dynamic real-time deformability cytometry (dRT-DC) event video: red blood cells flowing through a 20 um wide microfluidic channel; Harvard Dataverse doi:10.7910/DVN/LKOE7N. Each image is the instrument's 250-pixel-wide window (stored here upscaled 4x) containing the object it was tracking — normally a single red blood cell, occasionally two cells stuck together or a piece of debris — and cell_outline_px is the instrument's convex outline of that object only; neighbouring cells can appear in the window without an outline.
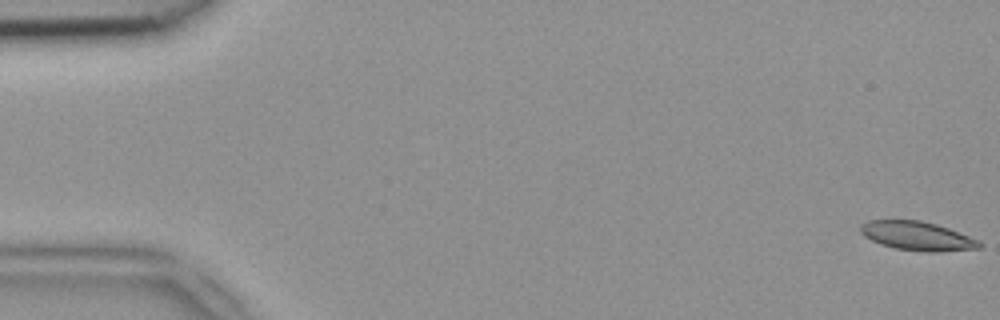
{"species": "common noctule bat (a hibernating species)", "species_latin": "Nyctalus noctula", "temperature_condition": "room temperature", "stored_images_in_passage": 50, "camera_frame_rate_fps": 3000, "um_per_image_px": 0.085, "animal": {"sex": "female", "body_mass_g": 18.4}, "frame": {"image": 1, "passage_image": 1, "time_ms": 0.0, "image_size_px": [1000, 320], "cell_outline_px": [[984, 244], [980, 248], [936, 252], [928, 252], [896, 248], [880, 244], [864, 236], [860, 232], [860, 224], [868, 220], [920, 220], [936, 224], [948, 228], [980, 240]], "centroid_in_image_um": [77.98, 20.05], "position_along_channel_um": 7.0, "area_um2": 20.06}}
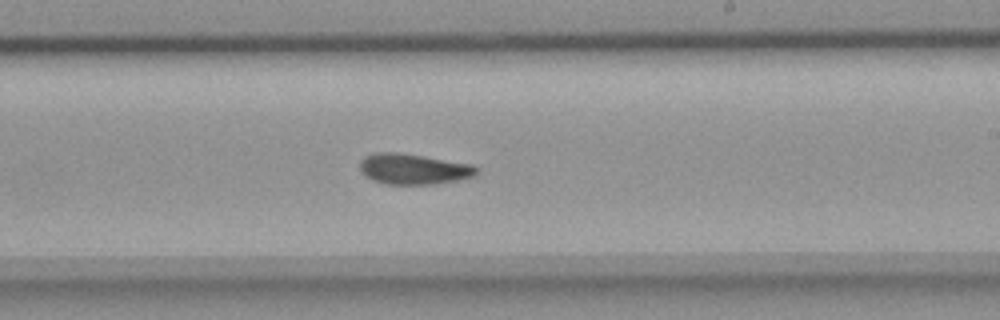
{"frame": {"image": 2, "passage_image": 30, "time_ms": 9.667, "image_size_px": [1000, 320], "cell_outline_px": [[480, 168], [472, 176], [456, 180], [436, 184], [384, 184], [372, 180], [364, 176], [360, 172], [360, 160], [364, 156], [376, 152], [396, 152], [424, 156], [472, 164]], "centroid_in_image_um": [35.09, 14.36], "position_along_channel_um": 253.9, "area_um2": 20.92}}
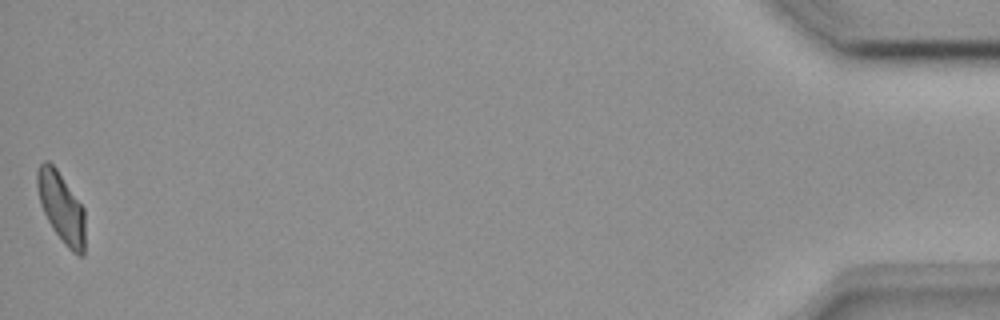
{"frame": {"image": 3, "passage_image": 50, "time_ms": 16.333, "image_size_px": [1000, 320], "cell_outline_px": [[84, 256], [80, 256], [72, 252], [64, 244], [52, 228], [40, 204], [36, 184], [36, 172], [40, 164], [44, 160], [48, 160], [56, 168], [84, 208]], "centroid_in_image_um": [5.2, 17.62], "position_along_channel_um": 430.0, "area_um2": 19.54}}